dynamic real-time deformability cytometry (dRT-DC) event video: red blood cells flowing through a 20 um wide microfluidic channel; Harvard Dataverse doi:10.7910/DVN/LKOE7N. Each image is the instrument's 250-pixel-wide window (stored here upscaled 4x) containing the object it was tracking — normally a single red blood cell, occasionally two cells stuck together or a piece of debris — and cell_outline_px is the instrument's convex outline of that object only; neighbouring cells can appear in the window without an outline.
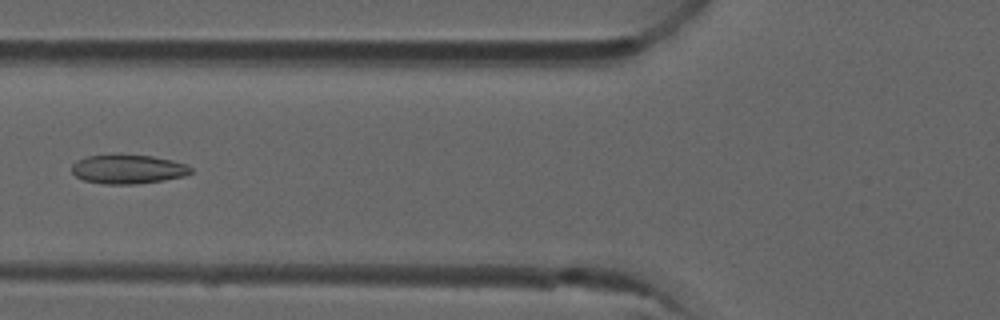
{"species": "common noctule bat (a hibernating species)", "species_latin": "Nyctalus noctula", "temperature_condition": "room temperature", "stored_images_in_passage": 6, "camera_frame_rate_fps": 3000, "um_per_image_px": 0.085, "animal": {"sex": "male", "forearm_length_mm": 52.5}, "frame": {"image": 1, "passage_image": 6, "time_ms": 1.667, "image_size_px": [1000, 320], "cell_outline_px": [[192, 172], [184, 176], [164, 180], [136, 184], [104, 184], [84, 180], [76, 176], [72, 172], [72, 164], [88, 156], [112, 152], [152, 156], [172, 160], [184, 164], [192, 168]], "centroid_in_image_um": [10.86, 14.35], "position_along_channel_um": 114.9, "area_um2": 20.58}}